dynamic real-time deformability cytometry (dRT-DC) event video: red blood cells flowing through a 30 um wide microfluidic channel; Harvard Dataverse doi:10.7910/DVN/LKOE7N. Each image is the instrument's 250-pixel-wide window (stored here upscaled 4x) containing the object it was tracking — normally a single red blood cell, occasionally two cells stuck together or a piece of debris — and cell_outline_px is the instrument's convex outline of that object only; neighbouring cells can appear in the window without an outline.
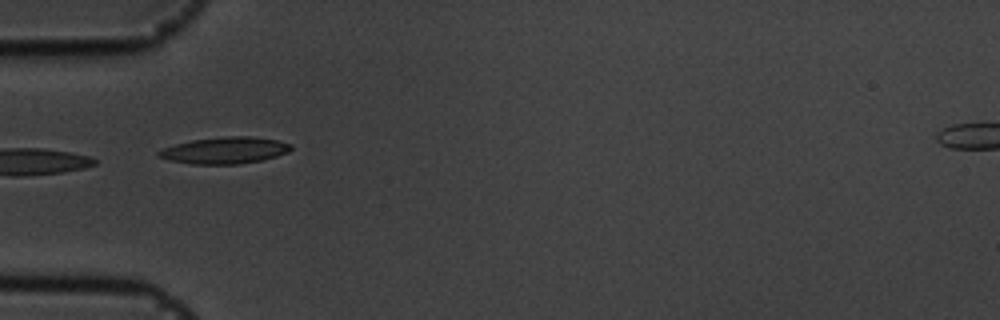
{"species": "common noctule bat (a hibernating species)", "species_latin": "Nyctalus noctula", "temperature_condition": "cold", "stored_images_in_passage": 25, "camera_frame_rate_fps": 3000, "um_per_image_px": 0.085, "animal": {"sex": "male", "body_mass_g": 19.5, "forearm_length_mm": 54.6}, "frame": {"image": 1, "passage_image": 1, "time_ms": 0.0, "image_size_px": [1000, 320], "cell_outline_px": [[292, 148], [288, 152], [264, 160], [240, 164], [192, 164], [168, 160], [156, 156], [156, 152], [164, 148], [176, 144], [192, 140], [228, 136], [252, 136], [276, 140], [292, 144]], "centroid_in_image_um": [19.11, 12.79], "position_along_channel_um": 65.9, "area_um2": 20.58}}